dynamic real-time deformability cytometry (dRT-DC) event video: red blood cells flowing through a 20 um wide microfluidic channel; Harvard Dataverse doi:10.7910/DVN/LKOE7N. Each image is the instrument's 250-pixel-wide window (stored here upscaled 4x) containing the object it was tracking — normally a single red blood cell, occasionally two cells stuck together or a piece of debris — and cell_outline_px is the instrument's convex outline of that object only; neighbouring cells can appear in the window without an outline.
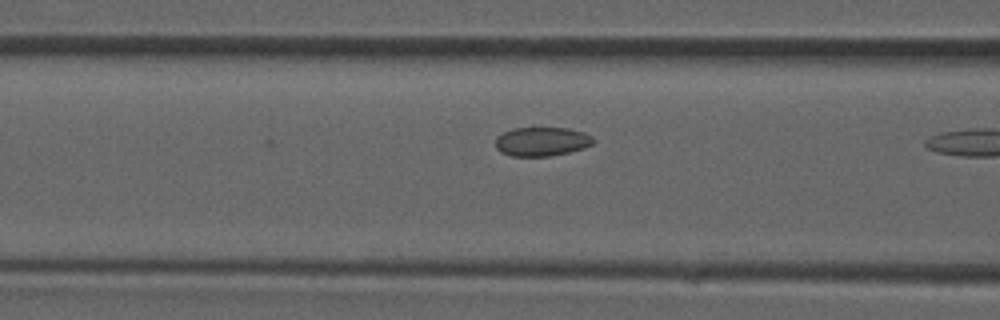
{"species": "common noctule bat (a hibernating species)", "species_latin": "Nyctalus noctula", "temperature_condition": "room temperature", "stored_images_in_passage": 5, "camera_frame_rate_fps": 3000, "um_per_image_px": 0.085, "animal": {"sex": "male", "forearm_length_mm": 52.5}, "frame": {"image": 1, "passage_image": 4, "time_ms": 1.0, "image_size_px": [1000, 320], "cell_outline_px": [[596, 140], [592, 144], [584, 148], [568, 152], [548, 156], [512, 156], [500, 152], [496, 148], [496, 136], [512, 128], [532, 124], [568, 128], [584, 132], [592, 136]], "centroid_in_image_um": [46.04, 11.97], "position_along_channel_um": 120.6, "area_um2": 17.4}}
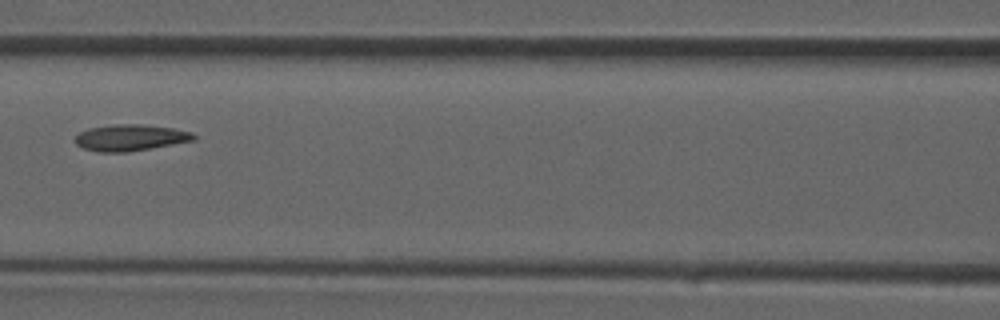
{"frame": {"image": 2, "passage_image": 5, "time_ms": 1.333, "image_size_px": [1000, 320], "cell_outline_px": [[196, 140], [128, 152], [100, 152], [84, 148], [76, 144], [72, 140], [80, 132], [88, 128], [112, 124], [140, 124], [172, 128], [192, 132], [196, 136]], "centroid_in_image_um": [11.06, 11.7], "position_along_channel_um": 155.5, "area_um2": 18.26}}